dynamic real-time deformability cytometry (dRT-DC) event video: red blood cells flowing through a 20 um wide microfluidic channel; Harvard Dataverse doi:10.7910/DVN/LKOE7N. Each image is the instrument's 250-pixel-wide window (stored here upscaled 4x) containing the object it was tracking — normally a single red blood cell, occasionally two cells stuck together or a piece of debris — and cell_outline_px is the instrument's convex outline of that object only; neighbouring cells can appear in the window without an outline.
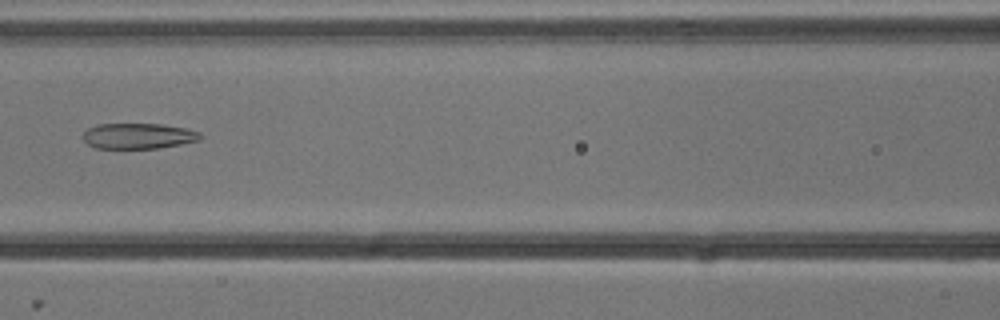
{"species": "common noctule bat (a hibernating species)", "species_latin": "Nyctalus noctula", "temperature_condition": "cold", "stored_images_in_passage": 8, "camera_frame_rate_fps": 3000, "um_per_image_px": 0.085, "animal": {"sex": "male", "body_mass_g": 13.3}, "frame": {"image": 1, "passage_image": 7, "time_ms": 2.0, "image_size_px": [1000, 320], "cell_outline_px": [[200, 140], [180, 144], [156, 148], [96, 148], [88, 144], [84, 140], [84, 132], [88, 128], [96, 124], [164, 124], [188, 128], [200, 132]], "centroid_in_image_um": [11.77, 11.54], "position_along_channel_um": 154.8, "area_um2": 17.46}}
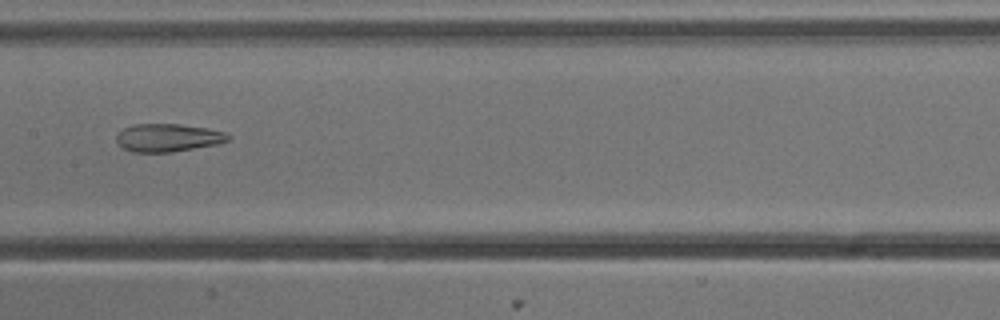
{"frame": {"image": 2, "passage_image": 8, "time_ms": 2.333, "image_size_px": [1000, 320], "cell_outline_px": [[232, 136], [228, 140], [216, 144], [172, 152], [132, 152], [124, 148], [116, 140], [116, 136], [124, 128], [132, 124], [180, 124], [208, 128], [224, 132]], "centroid_in_image_um": [14.28, 11.7], "position_along_channel_um": 193.1, "area_um2": 18.09}}